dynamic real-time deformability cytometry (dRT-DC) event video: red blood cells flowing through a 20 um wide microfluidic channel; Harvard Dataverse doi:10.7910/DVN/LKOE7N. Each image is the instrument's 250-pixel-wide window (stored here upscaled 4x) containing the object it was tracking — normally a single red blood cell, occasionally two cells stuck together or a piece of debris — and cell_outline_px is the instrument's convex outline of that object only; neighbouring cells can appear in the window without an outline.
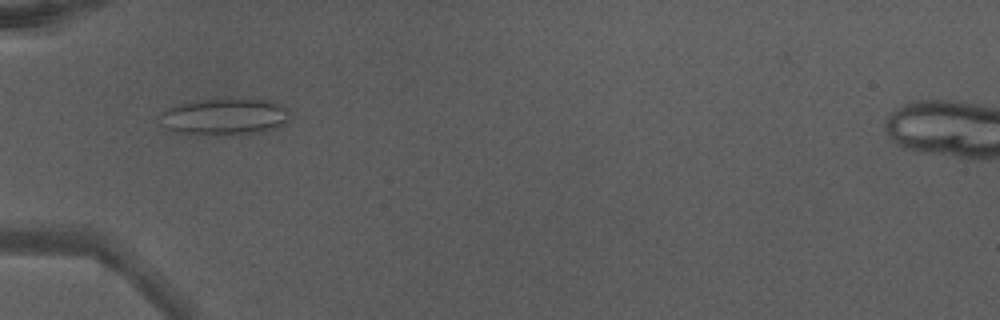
{"species": "Egyptian fruit bat (a non-hibernating species)", "species_latin": "Rousettus aegyptiacus", "temperature_condition": "warm", "stored_images_in_passage": 32, "camera_frame_rate_fps": 3000, "um_per_image_px": 0.085, "animal": {"sex": "male"}, "frame": {"image": 1, "passage_image": 1, "time_ms": 0.0, "image_size_px": [1000, 320], "cell_outline_px": [[288, 120], [284, 124], [276, 128], [260, 132], [184, 132], [168, 128], [164, 112], [168, 108], [184, 104], [208, 100], [276, 100], [288, 112]], "centroid_in_image_um": [19.28, 9.88], "position_along_channel_um": 65.7, "area_um2": 25.37}}
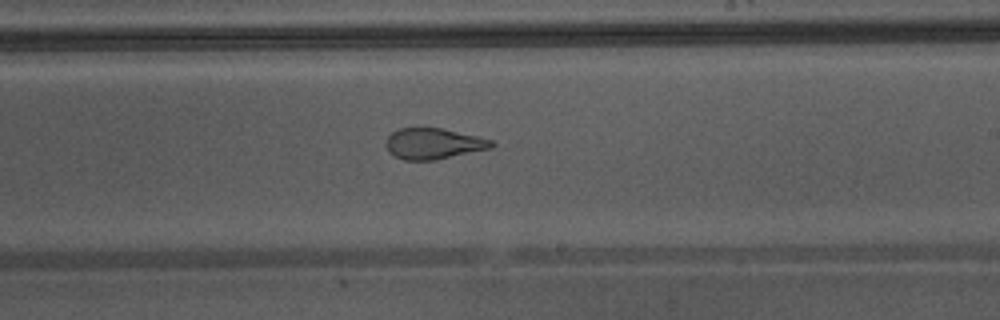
{"frame": {"image": 2, "passage_image": 14, "time_ms": 4.333, "image_size_px": [1000, 320], "cell_outline_px": [[496, 144], [492, 148], [436, 160], [404, 160], [388, 152], [384, 144], [388, 136], [392, 132], [400, 128], [440, 128], [476, 136], [492, 140]], "centroid_in_image_um": [36.83, 12.22], "position_along_channel_um": 252.2, "area_um2": 19.02}, "authors_computed_cell_mechanics": {"area_um2": 21.1837, "velocity_mm_per_s": 4.3936, "shape_relaxation_time_tau1_ms": null, "shape_relaxation_time_tau2_ms": 0.9656, "deformation_change_tau1": null, "deformation_change_tau2": 0.0858}}